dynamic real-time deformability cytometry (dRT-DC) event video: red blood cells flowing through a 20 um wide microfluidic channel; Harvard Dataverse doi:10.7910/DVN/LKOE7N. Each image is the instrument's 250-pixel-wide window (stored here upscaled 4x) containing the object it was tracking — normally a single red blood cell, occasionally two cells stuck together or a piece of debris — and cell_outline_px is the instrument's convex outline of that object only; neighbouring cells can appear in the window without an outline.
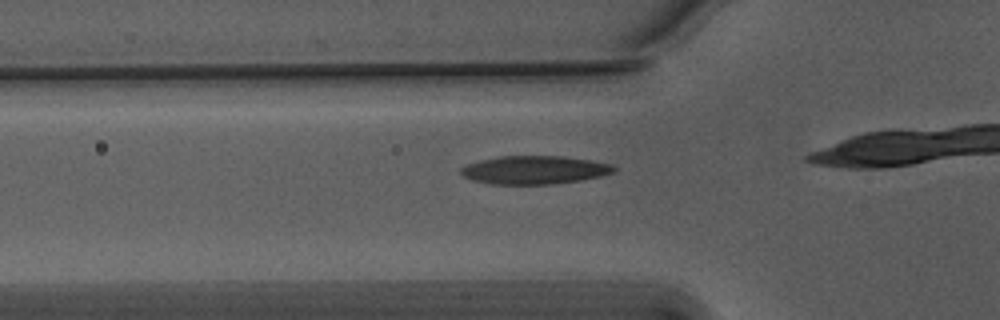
{"species": "Egyptian fruit bat (a non-hibernating species)", "species_latin": "Rousettus aegyptiacus", "temperature_condition": "warm", "stored_images_in_passage": 29, "camera_frame_rate_fps": 3000, "um_per_image_px": 0.085, "animal": {"sex": "male"}, "frame": {"image": 1, "passage_image": 5, "time_ms": 1.333, "image_size_px": [1000, 320], "cell_outline_px": [[616, 168], [612, 172], [600, 176], [580, 180], [552, 184], [492, 184], [472, 180], [464, 176], [460, 172], [460, 168], [468, 164], [480, 160], [500, 156], [560, 156], [592, 160], [612, 164]], "centroid_in_image_um": [45.42, 14.44], "position_along_channel_um": 80.4, "area_um2": 25.09}}
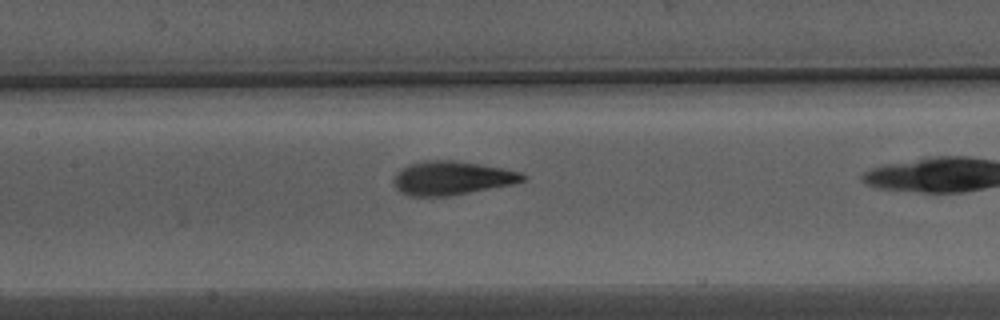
{"frame": {"image": 2, "passage_image": 12, "time_ms": 3.667, "image_size_px": [1000, 320], "cell_outline_px": [[528, 176], [524, 180], [512, 184], [448, 196], [408, 196], [400, 192], [396, 188], [396, 172], [400, 168], [408, 164], [424, 160], [456, 160], [500, 168], [520, 172]], "centroid_in_image_um": [38.38, 15.12], "position_along_channel_um": 169.0, "area_um2": 25.14}}
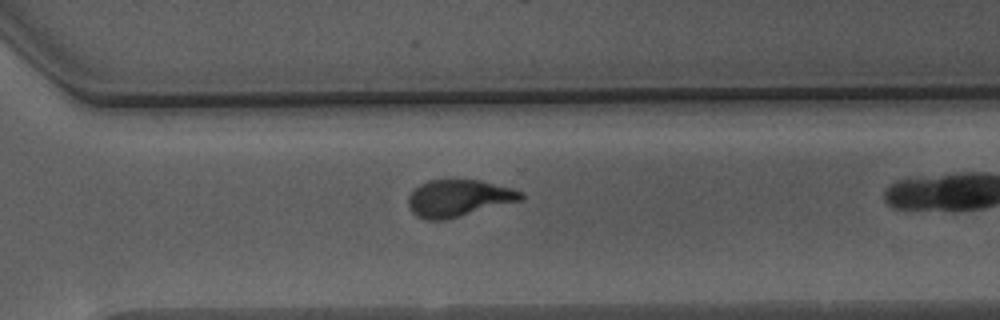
{"frame": {"image": 3, "passage_image": 25, "time_ms": 8.0, "image_size_px": [1000, 320], "cell_outline_px": [[524, 196], [520, 200], [444, 220], [424, 220], [416, 216], [412, 212], [408, 204], [408, 196], [420, 184], [428, 180], [480, 180], [512, 188], [524, 192]], "centroid_in_image_um": [38.95, 16.84], "position_along_channel_um": 331.6, "area_um2": 23.99}}